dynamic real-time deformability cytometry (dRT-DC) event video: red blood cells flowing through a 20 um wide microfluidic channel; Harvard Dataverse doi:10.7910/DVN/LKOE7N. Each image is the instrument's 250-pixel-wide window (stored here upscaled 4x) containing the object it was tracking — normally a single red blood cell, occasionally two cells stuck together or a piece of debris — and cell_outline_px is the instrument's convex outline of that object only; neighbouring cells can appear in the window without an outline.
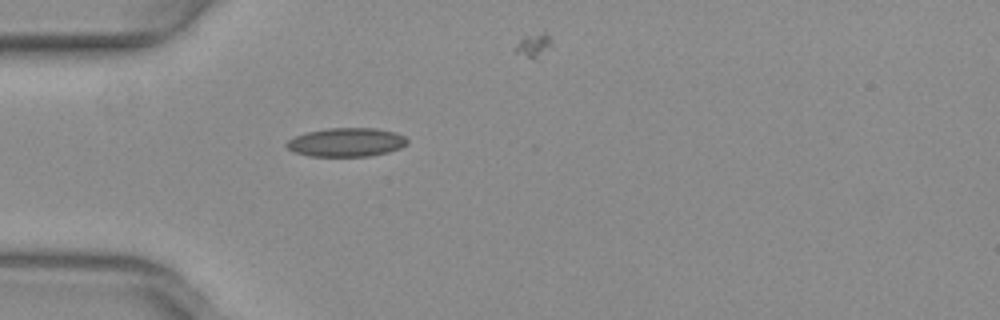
{"species": "common noctule bat (a hibernating species)", "species_latin": "Nyctalus noctula", "temperature_condition": "warm", "stored_images_in_passage": 36, "camera_frame_rate_fps": 3000, "um_per_image_px": 0.085, "animal": {"sex": "female", "body_mass_g": 29.2, "forearm_length_mm": 56.3}, "frame": {"image": 1, "passage_image": 2, "time_ms": 0.333, "image_size_px": [1000, 320], "cell_outline_px": [[408, 144], [400, 148], [388, 152], [368, 156], [308, 156], [296, 152], [288, 148], [284, 144], [288, 140], [304, 132], [328, 128], [376, 128], [396, 132], [404, 136], [408, 140]], "centroid_in_image_um": [29.45, 12.08], "position_along_channel_um": 55.5, "area_um2": 20.29}}
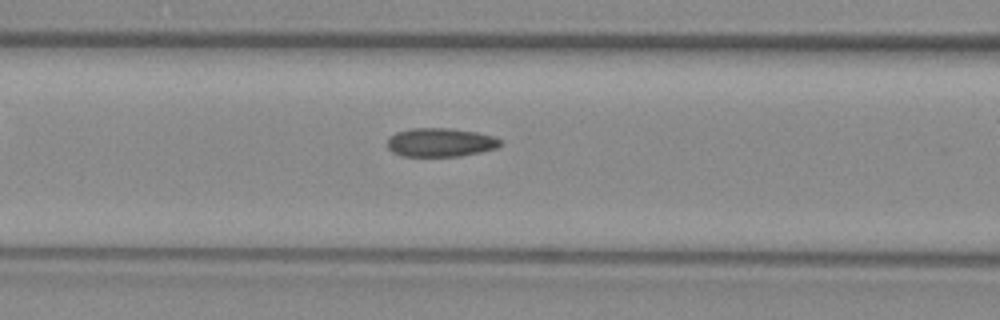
{"frame": {"image": 2, "passage_image": 8, "time_ms": 2.333, "image_size_px": [1000, 320], "cell_outline_px": [[504, 144], [496, 148], [480, 152], [460, 156], [404, 156], [392, 152], [388, 148], [388, 140], [396, 132], [412, 128], [448, 128], [476, 132], [492, 136], [500, 140]], "centroid_in_image_um": [37.45, 12.1], "position_along_channel_um": 129.2, "area_um2": 18.79}}
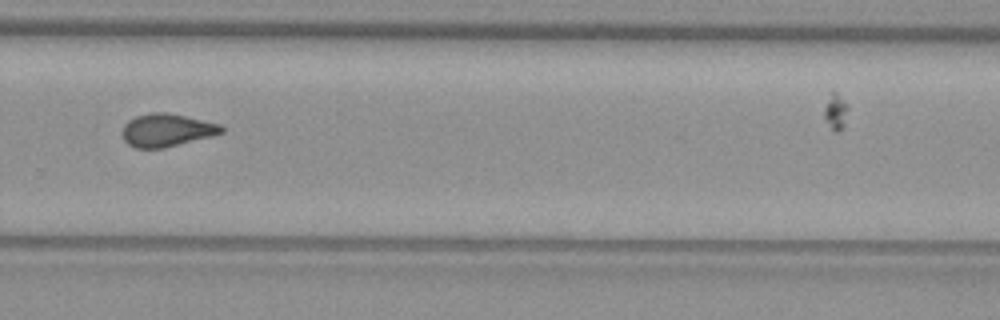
{"frame": {"image": 3, "passage_image": 22, "time_ms": 7.0, "image_size_px": [1000, 320], "cell_outline_px": [[224, 132], [212, 136], [164, 148], [136, 148], [128, 144], [124, 140], [120, 132], [124, 124], [128, 120], [136, 116], [152, 112], [168, 112], [220, 124], [224, 128]], "centroid_in_image_um": [14.14, 11.06], "position_along_channel_um": 315.7, "area_um2": 19.13}, "authors_computed_cell_mechanics": {"area_um2": 18.7561, "velocity_mm_per_s": 4.0156, "shape_relaxation_time_tau1_ms": null, "shape_relaxation_time_tau2_ms": 1.9857, "deformation_change_tau1": null, "deformation_change_tau2": 0.0895}}